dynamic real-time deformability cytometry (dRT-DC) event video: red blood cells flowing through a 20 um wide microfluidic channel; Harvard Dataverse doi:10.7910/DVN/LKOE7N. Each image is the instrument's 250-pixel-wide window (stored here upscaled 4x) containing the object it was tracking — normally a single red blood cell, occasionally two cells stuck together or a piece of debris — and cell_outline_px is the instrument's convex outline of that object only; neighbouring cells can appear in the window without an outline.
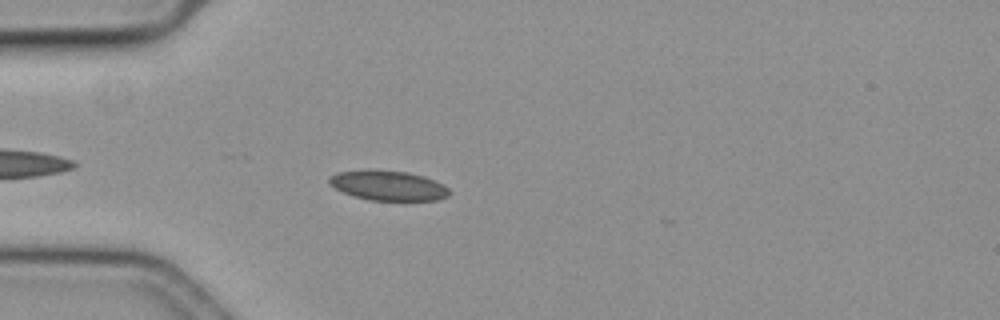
{"species": "common noctule bat (a hibernating species)", "species_latin": "Nyctalus noctula", "temperature_condition": "cold", "stored_images_in_passage": 38, "camera_frame_rate_fps": 3000, "um_per_image_px": 0.085, "animal": {"sex": "female", "body_mass_g": 19.3, "forearm_length_mm": 54.1}, "frame": {"image": 1, "passage_image": 5, "time_ms": 1.333, "image_size_px": [1000, 320], "cell_outline_px": [[452, 192], [448, 196], [440, 200], [368, 200], [352, 196], [328, 184], [328, 176], [336, 172], [408, 172], [424, 176], [444, 184]], "centroid_in_image_um": [33.05, 15.81], "position_along_channel_um": 52.0, "area_um2": 20.4}}
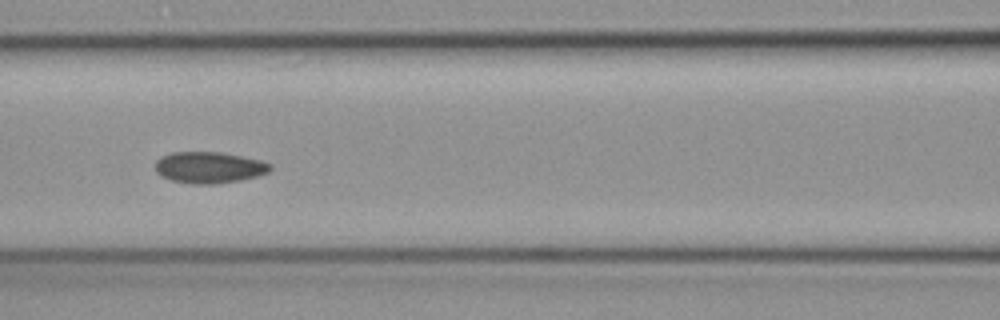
{"frame": {"image": 2, "passage_image": 14, "time_ms": 4.333, "image_size_px": [1000, 320], "cell_outline_px": [[272, 168], [268, 172], [256, 176], [240, 180], [216, 184], [192, 184], [172, 180], [160, 176], [156, 172], [156, 160], [160, 156], [172, 152], [220, 152], [260, 160], [272, 164]], "centroid_in_image_um": [17.75, 14.23], "position_along_channel_um": 148.8, "area_um2": 21.04}}
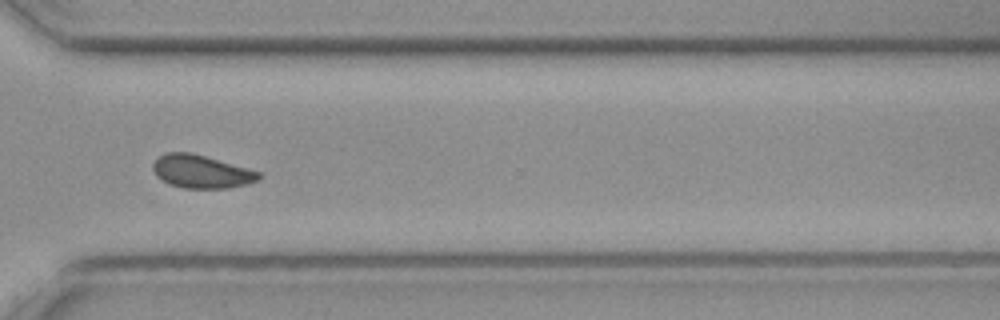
{"frame": {"image": 3, "passage_image": 31, "time_ms": 10.0, "image_size_px": [1000, 320], "cell_outline_px": [[264, 176], [260, 180], [248, 184], [228, 188], [184, 188], [172, 184], [156, 176], [152, 168], [152, 164], [164, 152], [192, 152], [264, 172]], "centroid_in_image_um": [17.2, 14.57], "position_along_channel_um": 353.4, "area_um2": 20.75}}